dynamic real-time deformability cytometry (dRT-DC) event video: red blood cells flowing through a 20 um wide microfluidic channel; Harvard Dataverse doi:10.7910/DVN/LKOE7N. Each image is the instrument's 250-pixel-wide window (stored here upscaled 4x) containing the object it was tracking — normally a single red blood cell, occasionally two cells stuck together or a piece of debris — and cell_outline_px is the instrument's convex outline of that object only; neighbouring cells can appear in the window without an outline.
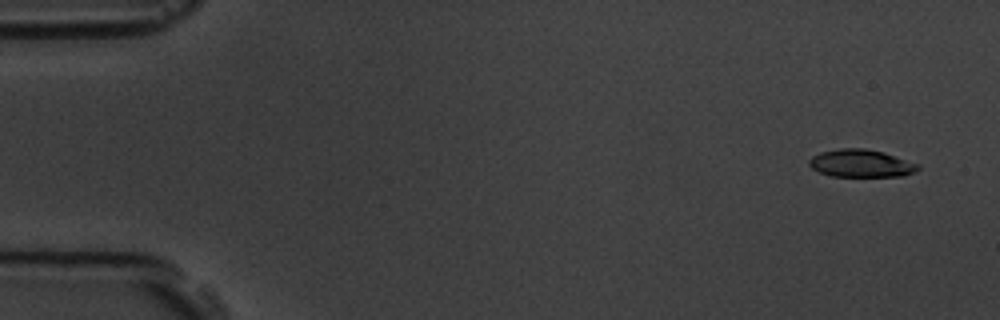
{"species": "common noctule bat (a hibernating species)", "species_latin": "Nyctalus noctula", "temperature_condition": "room temperature", "stored_images_in_passage": 5, "camera_frame_rate_fps": 3000, "um_per_image_px": 0.085, "animal": {"sex": "male", "body_mass_g": 19.5, "forearm_length_mm": 54.6}, "frame": {"image": 1, "passage_image": 1, "time_ms": 0.0, "image_size_px": [1000, 320], "cell_outline_px": [[920, 168], [916, 172], [904, 176], [832, 176], [820, 172], [812, 168], [808, 164], [808, 160], [812, 156], [820, 152], [840, 148], [864, 148], [884, 152], [920, 164]], "centroid_in_image_um": [73.21, 13.88], "position_along_channel_um": 11.8, "area_um2": 17.69}}
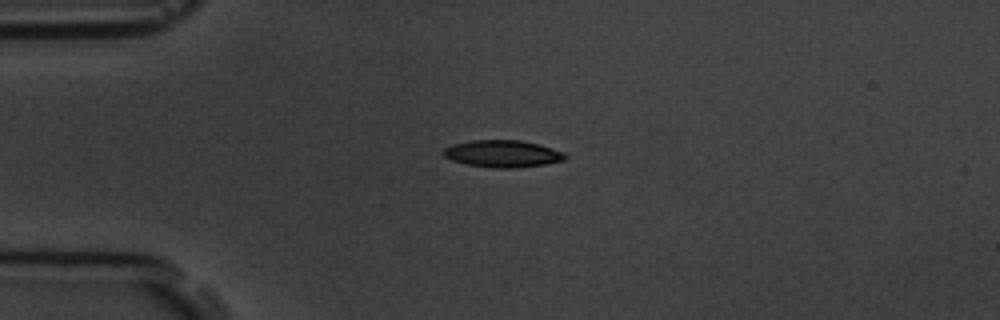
{"frame": {"image": 2, "passage_image": 4, "time_ms": 3.667, "image_size_px": [1000, 320], "cell_outline_px": [[568, 156], [564, 160], [544, 164], [516, 168], [492, 168], [468, 164], [452, 160], [444, 156], [440, 152], [444, 148], [452, 144], [472, 140], [520, 140], [540, 144], [564, 152]], "centroid_in_image_um": [42.71, 13.06], "position_along_channel_um": 42.3, "area_um2": 19.31}}